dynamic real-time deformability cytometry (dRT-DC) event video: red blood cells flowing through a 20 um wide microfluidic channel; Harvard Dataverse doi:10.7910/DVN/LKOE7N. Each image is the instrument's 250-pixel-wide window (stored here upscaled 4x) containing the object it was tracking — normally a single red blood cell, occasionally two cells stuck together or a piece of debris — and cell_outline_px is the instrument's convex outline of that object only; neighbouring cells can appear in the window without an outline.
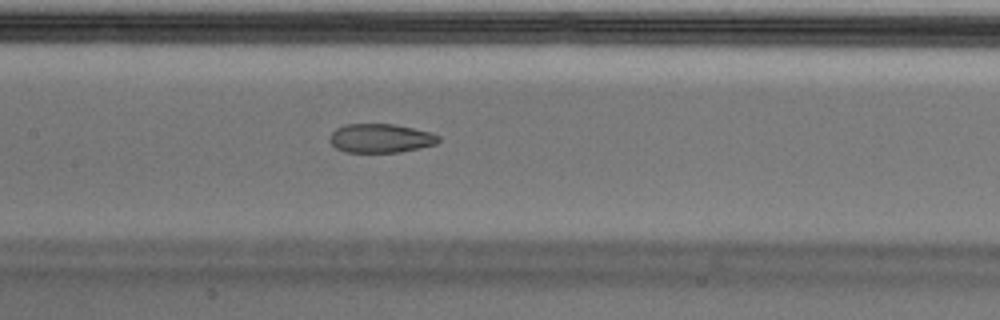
{"species": "Egyptian fruit bat (a non-hibernating species)", "species_latin": "Rousettus aegyptiacus", "temperature_condition": "cold", "stored_images_in_passage": 55, "camera_frame_rate_fps": 3000, "um_per_image_px": 0.085, "animal": {"sex": "male"}, "frame": {"image": 1, "passage_image": 26, "time_ms": 8.333, "image_size_px": [1000, 320], "cell_outline_px": [[440, 140], [436, 144], [420, 148], [400, 152], [344, 152], [336, 148], [328, 140], [328, 136], [336, 128], [348, 124], [392, 124], [432, 132], [440, 136]], "centroid_in_image_um": [32.35, 11.75], "position_along_channel_um": 175.1, "area_um2": 18.44}}
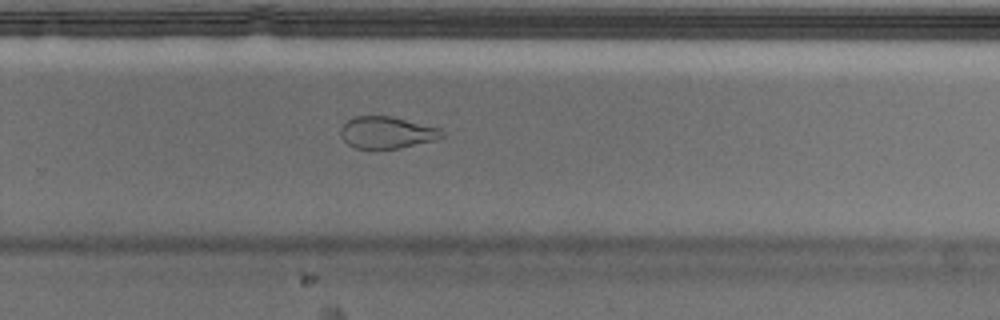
{"frame": {"image": 2, "passage_image": 36, "time_ms": 11.667, "image_size_px": [1000, 320], "cell_outline_px": [[444, 136], [436, 140], [400, 148], [356, 148], [348, 144], [340, 136], [340, 128], [352, 116], [392, 116], [440, 128], [444, 132]], "centroid_in_image_um": [32.89, 11.25], "position_along_channel_um": 296.9, "area_um2": 18.84}}
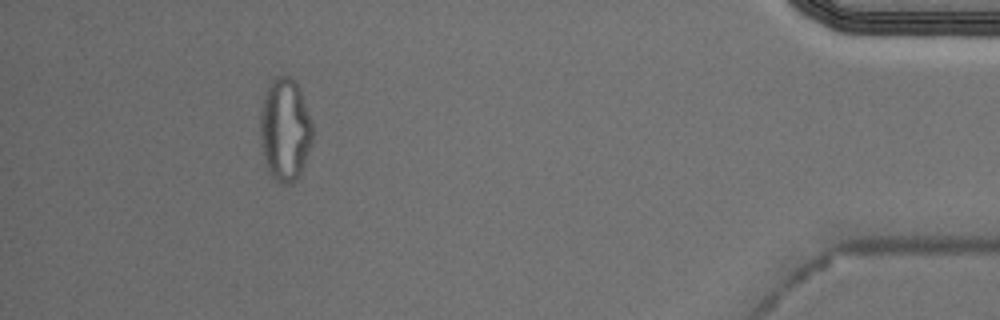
{"frame": {"image": 3, "passage_image": 50, "time_ms": 16.333, "image_size_px": [1000, 320], "cell_outline_px": [[312, 140], [304, 168], [300, 176], [292, 184], [280, 184], [268, 172], [264, 160], [260, 140], [260, 112], [264, 96], [268, 84], [276, 76], [288, 76], [300, 88], [312, 120]], "centroid_in_image_um": [24.23, 11.06], "position_along_channel_um": 411.0, "area_um2": 31.85}, "authors_computed_cell_mechanics": {"area_um2": 20.1722, "velocity_mm_per_s": 3.6709, "shape_relaxation_time_tau1_ms": null, "shape_relaxation_time_tau2_ms": 2.1757, "deformation_change_tau1": null, "deformation_change_tau2": 0.0827}}